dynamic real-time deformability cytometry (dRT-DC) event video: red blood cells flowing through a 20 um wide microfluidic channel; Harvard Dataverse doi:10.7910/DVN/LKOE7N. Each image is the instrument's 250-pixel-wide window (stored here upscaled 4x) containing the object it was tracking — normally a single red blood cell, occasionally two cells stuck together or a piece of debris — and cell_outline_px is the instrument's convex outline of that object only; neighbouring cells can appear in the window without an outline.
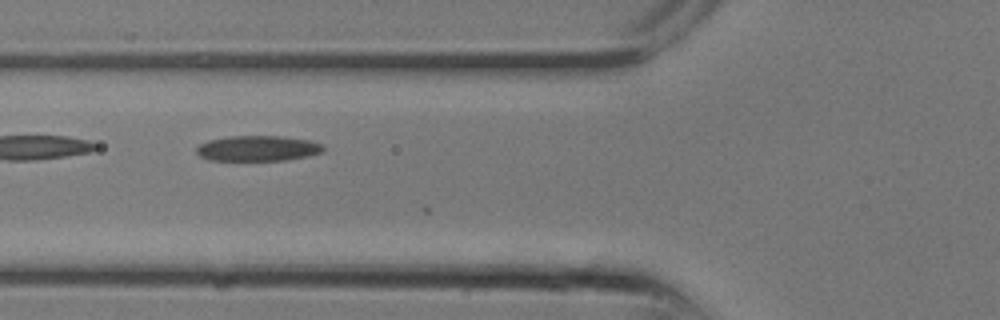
{"species": "common noctule bat (a hibernating species)", "species_latin": "Nyctalus noctula", "temperature_condition": "room temperature", "stored_images_in_passage": 6, "camera_frame_rate_fps": 3000, "um_per_image_px": 0.085, "animal": {"sex": "male", "body_mass_g": 13.3}, "frame": {"image": 1, "passage_image": 4, "time_ms": 1.0, "image_size_px": [1000, 320], "cell_outline_px": [[324, 152], [308, 156], [288, 160], [208, 160], [200, 156], [196, 152], [196, 148], [200, 144], [208, 140], [228, 136], [276, 136], [308, 140], [324, 144]], "centroid_in_image_um": [21.92, 12.61], "position_along_channel_um": 103.9, "area_um2": 18.84}}